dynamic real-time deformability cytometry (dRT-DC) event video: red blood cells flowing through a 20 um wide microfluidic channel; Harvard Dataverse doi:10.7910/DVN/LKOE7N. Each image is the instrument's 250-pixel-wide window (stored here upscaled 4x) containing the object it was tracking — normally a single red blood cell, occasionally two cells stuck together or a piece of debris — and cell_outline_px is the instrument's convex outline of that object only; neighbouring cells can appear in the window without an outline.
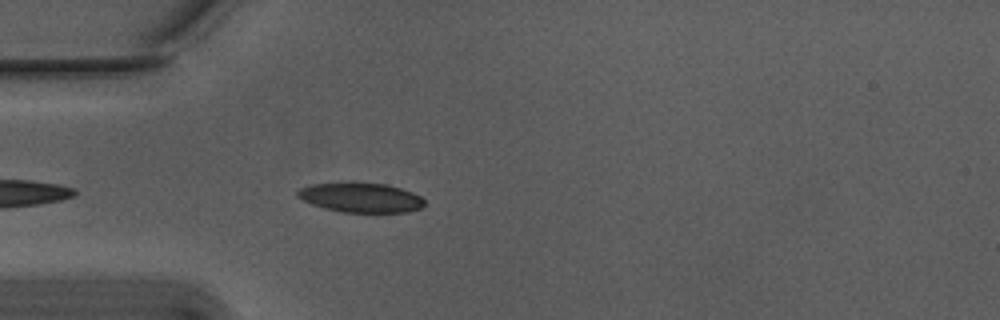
{"species": "Egyptian fruit bat (a non-hibernating species)", "species_latin": "Rousettus aegyptiacus", "temperature_condition": "warm", "stored_images_in_passage": 6, "camera_frame_rate_fps": 3000, "um_per_image_px": 0.085, "animal": {"sex": "male"}, "frame": {"image": 1, "passage_image": 2, "time_ms": 0.333, "image_size_px": [1000, 320], "cell_outline_px": [[424, 204], [420, 208], [408, 212], [344, 212], [324, 208], [312, 204], [296, 196], [296, 192], [300, 188], [312, 184], [384, 184], [400, 188], [412, 192], [420, 196], [424, 200]], "centroid_in_image_um": [30.68, 16.82], "position_along_channel_um": 54.3, "area_um2": 21.27}}
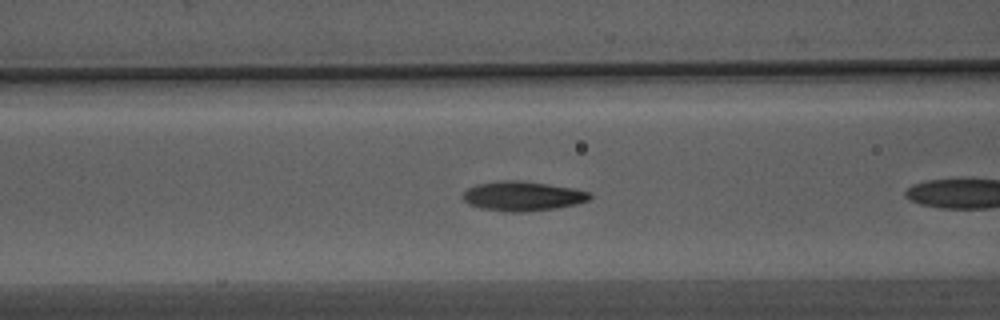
{"frame": {"image": 2, "passage_image": 5, "time_ms": 1.333, "image_size_px": [1000, 320], "cell_outline_px": [[592, 196], [588, 200], [576, 204], [556, 208], [520, 212], [508, 212], [480, 208], [468, 204], [460, 196], [468, 188], [476, 184], [500, 180], [520, 180], [572, 188], [588, 192]], "centroid_in_image_um": [44.36, 16.67], "position_along_channel_um": 122.2, "area_um2": 21.79}}